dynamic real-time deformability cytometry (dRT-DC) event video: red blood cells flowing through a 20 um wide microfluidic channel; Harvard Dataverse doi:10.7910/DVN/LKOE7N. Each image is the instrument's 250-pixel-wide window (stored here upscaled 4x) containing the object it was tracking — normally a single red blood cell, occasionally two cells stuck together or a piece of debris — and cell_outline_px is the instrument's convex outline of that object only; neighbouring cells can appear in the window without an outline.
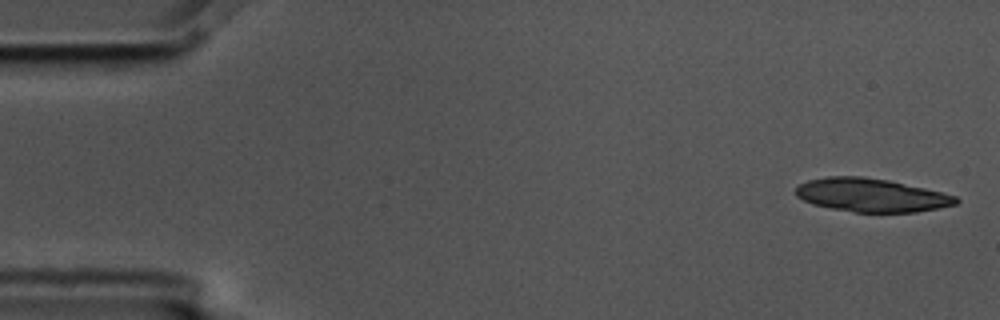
{"species": "common noctule bat (a hibernating species)", "species_latin": "Nyctalus noctula", "temperature_condition": "cold", "stored_images_in_passage": 5, "segment_of_instrument_passage": [2, 2], "camera_frame_rate_fps": 3000, "um_per_image_px": 0.085, "animal": {"sex": "male", "body_mass_g": 17.5, "forearm_length_mm": 52.3}, "frame": {"image": 1, "passage_image": 5, "time_ms": 1.333, "image_size_px": [1000, 320], "cell_outline_px": [[960, 200], [956, 204], [940, 208], [916, 212], [856, 212], [832, 208], [812, 204], [796, 196], [796, 188], [800, 184], [808, 180], [828, 176], [864, 176], [888, 180], [924, 188], [956, 196]], "centroid_in_image_um": [74.06, 16.58], "position_along_channel_um": 10.9, "area_um2": 31.04}}